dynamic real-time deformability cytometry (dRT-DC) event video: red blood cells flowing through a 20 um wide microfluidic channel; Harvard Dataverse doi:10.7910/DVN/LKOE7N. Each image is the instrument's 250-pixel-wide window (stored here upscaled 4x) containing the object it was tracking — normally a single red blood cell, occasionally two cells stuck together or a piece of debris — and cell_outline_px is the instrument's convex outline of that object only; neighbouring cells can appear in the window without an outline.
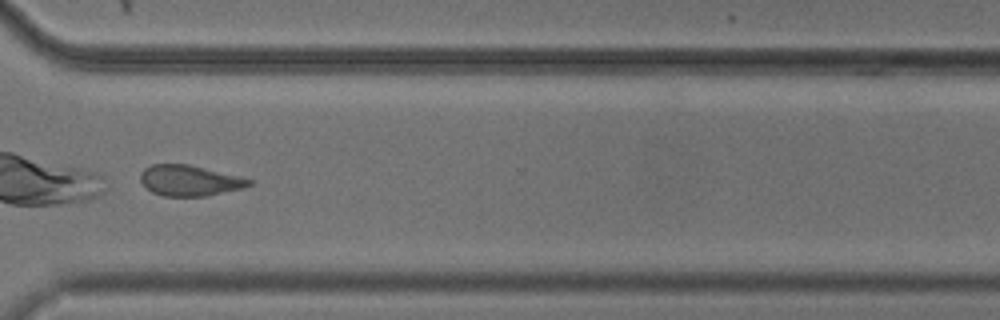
{"species": "common noctule bat (a hibernating species)", "species_latin": "Nyctalus noctula", "temperature_condition": "cold", "stored_images_in_passage": 39, "camera_frame_rate_fps": 3000, "um_per_image_px": 0.085, "animal": {"sex": "male", "body_mass_g": 20.5, "forearm_length_mm": 52.5}, "frame": {"image": 1, "passage_image": 28, "time_ms": 9.0, "image_size_px": [1000, 320], "cell_outline_px": [[252, 184], [244, 188], [208, 196], [164, 196], [152, 192], [140, 180], [140, 172], [144, 168], [152, 164], [188, 164], [240, 176], [252, 180]], "centroid_in_image_um": [16.13, 15.34], "position_along_channel_um": 354.5, "area_um2": 19.48}, "authors_computed_cell_mechanics": {"area_um2": 19.9988, "velocity_mm_per_s": 3.6831, "shape_relaxation_time_tau1_ms": 5.2334, "shape_relaxation_time_tau2_ms": 3.0607, "deformation_change_tau1": 0.0954, "deformation_change_tau2": 0.0942}}